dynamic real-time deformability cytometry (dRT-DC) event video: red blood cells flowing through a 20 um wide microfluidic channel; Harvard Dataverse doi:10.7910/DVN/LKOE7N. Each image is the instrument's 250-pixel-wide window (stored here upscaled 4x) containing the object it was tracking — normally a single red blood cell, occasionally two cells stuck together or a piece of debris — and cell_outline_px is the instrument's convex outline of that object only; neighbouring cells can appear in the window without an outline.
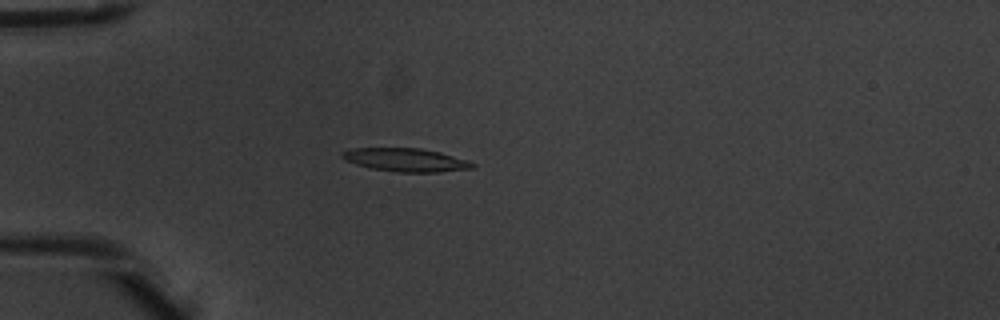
{"species": "common noctule bat (a hibernating species)", "species_latin": "Nyctalus noctula", "temperature_condition": "warm", "stored_images_in_passage": 4, "camera_frame_rate_fps": 3000, "um_per_image_px": 0.085, "animal": {"sex": "male", "body_mass_g": 20.1, "forearm_length_mm": 53.5}, "frame": {"image": 1, "passage_image": 4, "time_ms": 1.0, "image_size_px": [1000, 320], "cell_outline_px": [[476, 168], [440, 172], [396, 172], [372, 168], [356, 164], [344, 160], [340, 156], [340, 152], [352, 148], [420, 148], [440, 152], [476, 164]], "centroid_in_image_um": [34.46, 13.59], "position_along_channel_um": 50.5, "area_um2": 17.69}}